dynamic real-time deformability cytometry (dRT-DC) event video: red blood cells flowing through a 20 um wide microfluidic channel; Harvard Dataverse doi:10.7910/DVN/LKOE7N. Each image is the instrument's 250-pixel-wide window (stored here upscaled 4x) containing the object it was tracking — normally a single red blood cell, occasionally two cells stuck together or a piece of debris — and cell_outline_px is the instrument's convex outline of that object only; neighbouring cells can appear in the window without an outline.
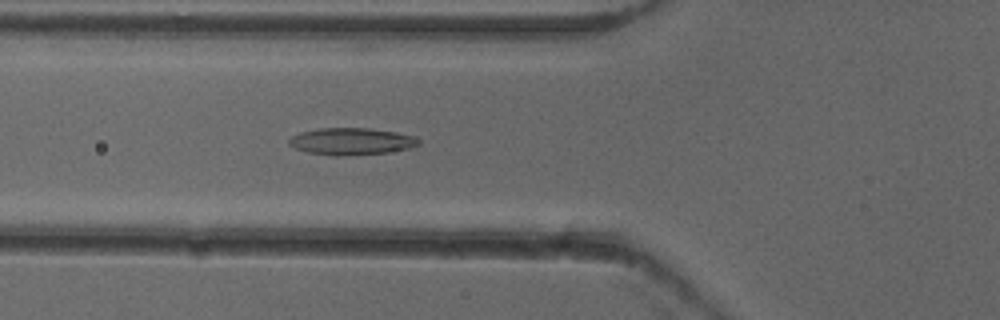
{"species": "common noctule bat (a hibernating species)", "species_latin": "Nyctalus noctula", "temperature_condition": "cold", "stored_images_in_passage": 37, "camera_frame_rate_fps": 3000, "um_per_image_px": 0.085, "animal": {"sex": "female"}, "frame": {"image": 1, "passage_image": 4, "time_ms": 1.0, "image_size_px": [1000, 320], "cell_outline_px": [[420, 144], [408, 148], [388, 152], [348, 156], [332, 156], [308, 152], [296, 148], [288, 144], [288, 140], [292, 136], [300, 132], [320, 128], [372, 128], [396, 132], [416, 136], [420, 140]], "centroid_in_image_um": [29.88, 12.01], "position_along_channel_um": 95.9, "area_um2": 20.52}}
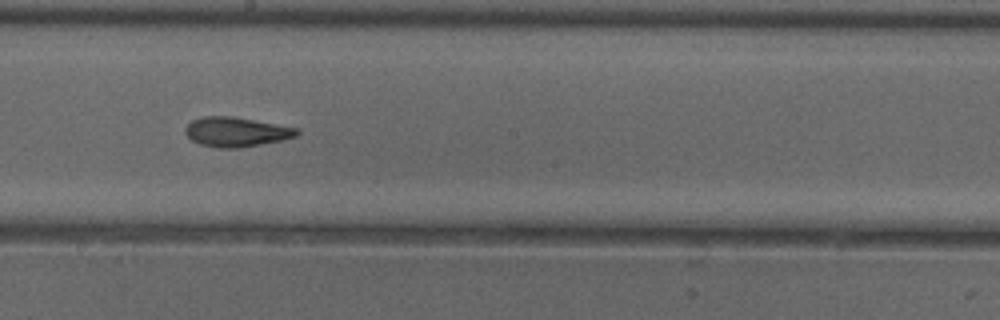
{"frame": {"image": 2, "passage_image": 14, "time_ms": 4.333, "image_size_px": [1000, 320], "cell_outline_px": [[300, 132], [296, 136], [280, 140], [240, 148], [216, 148], [200, 144], [192, 140], [184, 132], [184, 128], [192, 120], [204, 116], [232, 116], [296, 128]], "centroid_in_image_um": [20.02, 11.21], "position_along_channel_um": 228.2, "area_um2": 19.02}}
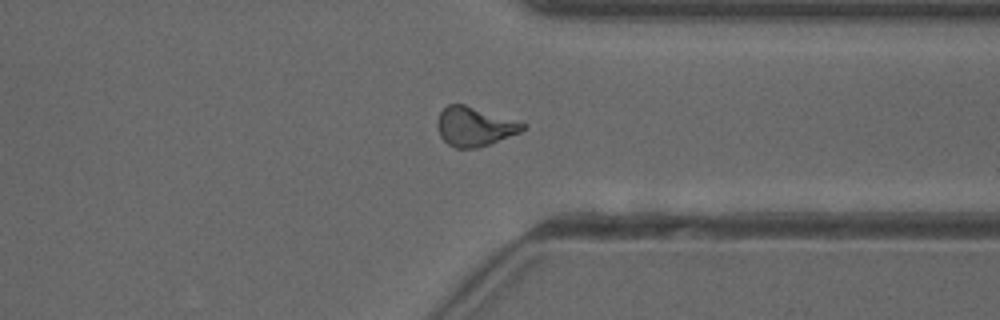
{"frame": {"image": 3, "passage_image": 25, "time_ms": 8.0, "image_size_px": [1000, 320], "cell_outline_px": [[524, 128], [520, 132], [488, 144], [476, 148], [456, 148], [448, 144], [440, 136], [436, 124], [440, 112], [448, 104], [464, 104], [524, 124]], "centroid_in_image_um": [40.25, 10.76], "position_along_channel_um": 371.1, "area_um2": 18.9}, "authors_computed_cell_mechanics": {"area_um2": 18.785, "velocity_mm_per_s": 3.9438, "shape_relaxation_time_tau1_ms": 11.2823, "shape_relaxation_time_tau2_ms": 3.2249, "deformation_change_tau1": 0.243, "deformation_change_tau2": 0.1178}}